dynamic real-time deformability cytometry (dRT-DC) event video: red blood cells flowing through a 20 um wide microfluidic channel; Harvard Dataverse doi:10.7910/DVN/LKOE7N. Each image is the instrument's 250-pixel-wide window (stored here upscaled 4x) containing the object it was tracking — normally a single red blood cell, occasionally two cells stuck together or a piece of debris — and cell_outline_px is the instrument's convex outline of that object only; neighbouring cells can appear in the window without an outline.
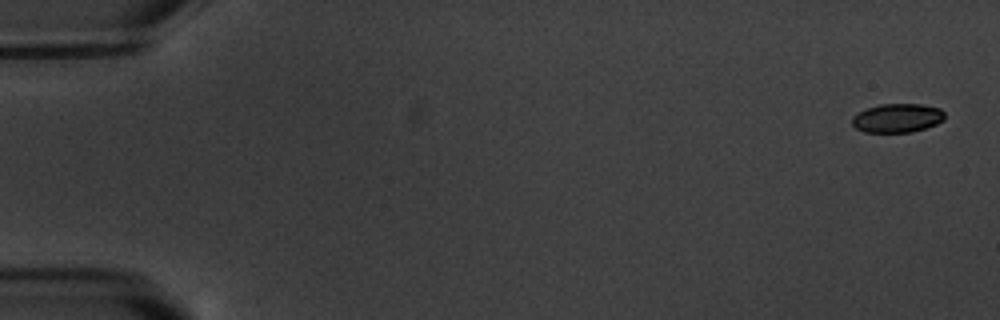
{"species": "common noctule bat (a hibernating species)", "species_latin": "Nyctalus noctula", "temperature_condition": "warm", "stored_images_in_passage": 5, "camera_frame_rate_fps": 3000, "um_per_image_px": 0.085, "animal": {"sex": "male", "body_mass_g": 20.1, "forearm_length_mm": 53.5}, "frame": {"image": 1, "passage_image": 1, "time_ms": 0.0, "image_size_px": [1000, 320], "cell_outline_px": [[944, 120], [936, 124], [912, 132], [864, 132], [856, 128], [852, 124], [852, 116], [856, 112], [880, 104], [920, 104], [940, 108], [944, 112]], "centroid_in_image_um": [76.25, 10.03], "position_along_channel_um": 8.7, "area_um2": 15.61}}
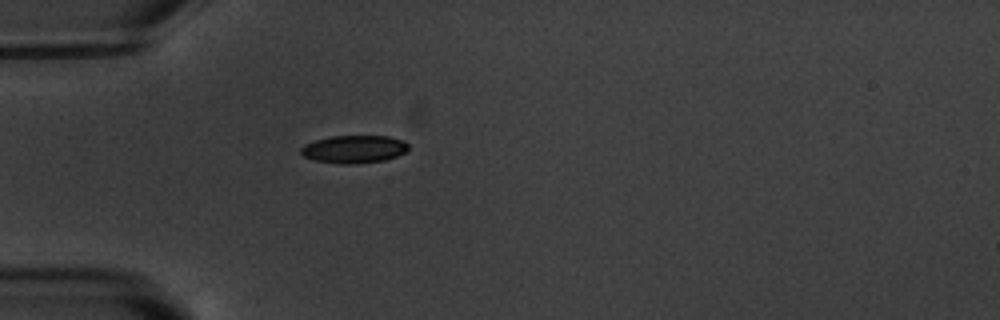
{"frame": {"image": 2, "passage_image": 5, "time_ms": 5.333, "image_size_px": [1000, 320], "cell_outline_px": [[408, 148], [404, 152], [396, 156], [384, 160], [352, 164], [340, 164], [316, 160], [304, 156], [300, 152], [300, 148], [304, 144], [316, 140], [332, 136], [388, 136], [404, 140], [408, 144]], "centroid_in_image_um": [30.09, 12.67], "position_along_channel_um": 54.9, "area_um2": 17.28}}